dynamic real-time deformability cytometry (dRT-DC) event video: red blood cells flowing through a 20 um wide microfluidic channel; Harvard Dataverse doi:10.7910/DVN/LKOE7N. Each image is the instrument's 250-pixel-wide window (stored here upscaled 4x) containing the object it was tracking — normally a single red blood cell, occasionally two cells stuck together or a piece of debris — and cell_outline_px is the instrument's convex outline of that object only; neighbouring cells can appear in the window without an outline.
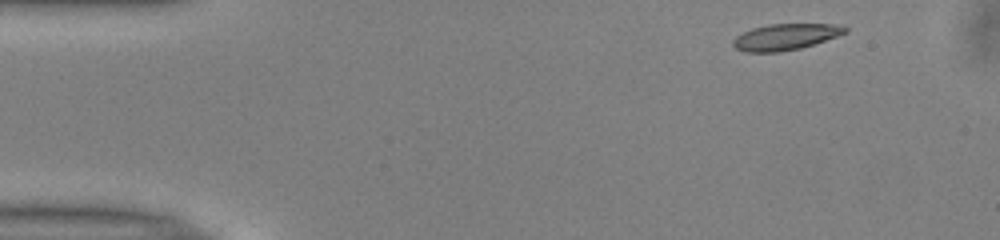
{"species": "common noctule bat (a hibernating species)", "species_latin": "Nyctalus noctula", "temperature_condition": "warm", "stored_images_in_passage": 36, "camera_frame_rate_fps": 3000, "um_per_image_px": 0.085, "animal": {"sex": "male", "body_mass_g": 13.0, "forearm_length_mm": 53.1}, "frame": {"image": 1, "passage_image": 1, "time_ms": 0.0, "image_size_px": [1000, 240], "cell_outline_px": [[848, 32], [800, 48], [780, 52], [744, 52], [736, 48], [732, 44], [732, 40], [736, 36], [752, 28], [768, 24], [840, 24], [848, 28]], "centroid_in_image_um": [66.74, 3.13], "position_along_channel_um": 18.3, "area_um2": 17.05}}
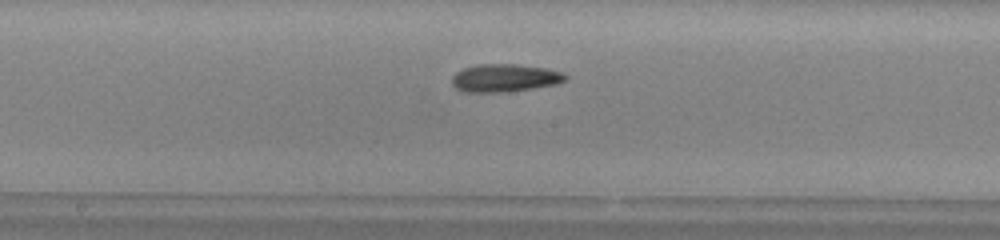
{"frame": {"image": 2, "passage_image": 22, "time_ms": 7.0, "image_size_px": [1000, 240], "cell_outline_px": [[568, 80], [556, 84], [532, 88], [504, 92], [464, 92], [456, 88], [452, 84], [452, 76], [456, 72], [464, 68], [476, 64], [516, 64], [544, 68], [564, 72], [568, 76]], "centroid_in_image_um": [42.91, 6.62], "position_along_channel_um": 205.3, "area_um2": 18.5}}
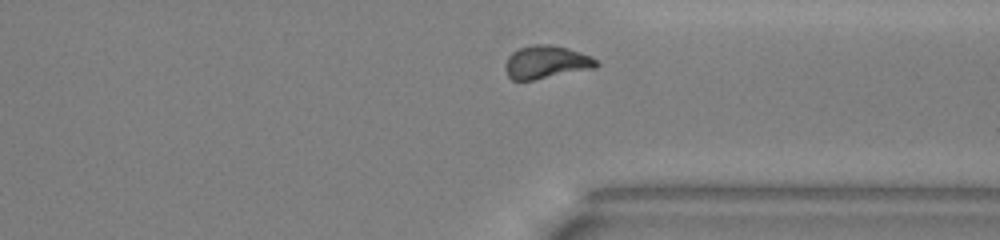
{"frame": {"image": 3, "passage_image": 34, "time_ms": 11.0, "image_size_px": [1000, 240], "cell_outline_px": [[600, 64], [596, 68], [532, 80], [512, 80], [508, 76], [504, 68], [504, 64], [508, 56], [512, 52], [520, 48], [536, 44], [552, 44], [568, 48], [592, 56]], "centroid_in_image_um": [46.43, 5.28], "position_along_channel_um": 365.0, "area_um2": 17.63}, "authors_computed_cell_mechanics": {"area_um2": 17.5712, "velocity_mm_per_s": 4.0039, "shape_relaxation_time_tau1_ms": 3.5777, "shape_relaxation_time_tau2_ms": 4.3601, "deformation_change_tau1": 0.1586, "deformation_change_tau2": 0.1166}}